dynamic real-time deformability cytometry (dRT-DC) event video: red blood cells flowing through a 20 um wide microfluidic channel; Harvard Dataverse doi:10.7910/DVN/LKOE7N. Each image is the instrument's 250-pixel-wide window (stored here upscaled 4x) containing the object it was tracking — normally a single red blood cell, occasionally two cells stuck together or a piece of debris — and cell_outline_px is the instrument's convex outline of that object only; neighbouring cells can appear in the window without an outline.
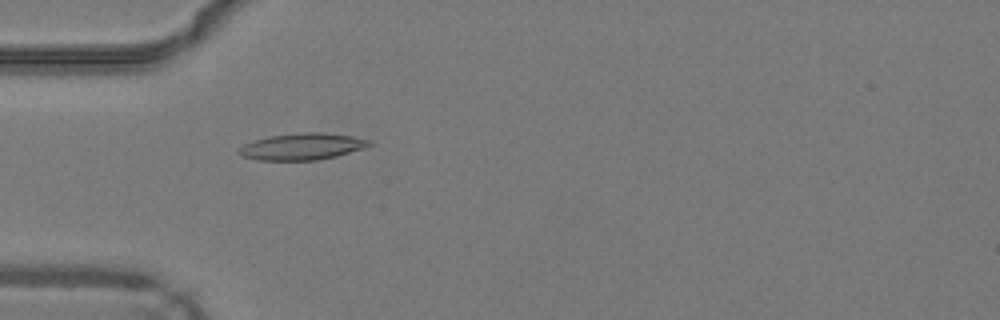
{"species": "common noctule bat (a hibernating species)", "species_latin": "Nyctalus noctula", "temperature_condition": "warm", "stored_images_in_passage": 48, "camera_frame_rate_fps": 3000, "um_per_image_px": 0.085, "animal": {"sex": "male", "body_mass_g": 19.2, "forearm_length_mm": 51.8}, "frame": {"image": 1, "passage_image": 15, "time_ms": 4.667, "image_size_px": [1000, 320], "cell_outline_px": [[372, 144], [364, 148], [336, 156], [316, 160], [256, 160], [240, 156], [236, 152], [244, 144], [252, 140], [268, 136], [300, 132], [324, 132], [352, 136], [372, 140]], "centroid_in_image_um": [25.66, 12.45], "position_along_channel_um": 59.3, "area_um2": 20.46}}
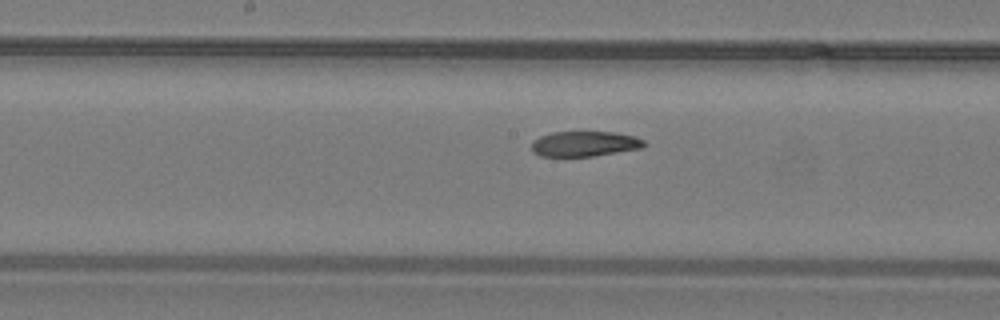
{"frame": {"image": 2, "passage_image": 25, "time_ms": 8.0, "image_size_px": [1000, 320], "cell_outline_px": [[648, 144], [644, 148], [592, 156], [540, 156], [532, 152], [532, 140], [540, 136], [552, 132], [616, 132], [636, 136], [644, 140]], "centroid_in_image_um": [49.73, 12.22], "position_along_channel_um": 198.5, "area_um2": 16.76}}
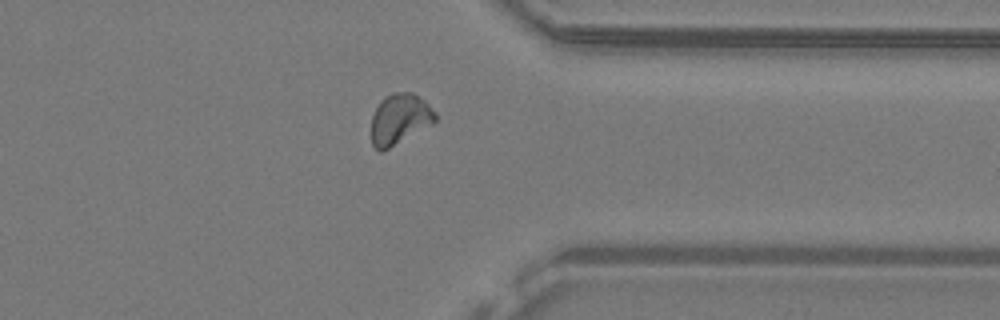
{"frame": {"image": 3, "passage_image": 38, "time_ms": 12.333, "image_size_px": [1000, 320], "cell_outline_px": [[436, 120], [384, 152], [380, 152], [372, 144], [372, 116], [380, 100], [384, 96], [392, 92], [412, 92], [424, 100], [428, 104], [436, 116]], "centroid_in_image_um": [33.93, 10.11], "position_along_channel_um": 377.5, "area_um2": 18.61}, "authors_computed_cell_mechanics": {"area_um2": 18.3226, "velocity_mm_per_s": 4.2667, "shape_relaxation_time_tau1_ms": 4.7646, "shape_relaxation_time_tau2_ms": 6.2438, "deformation_change_tau1": 0.1268, "deformation_change_tau2": 0.1101}}